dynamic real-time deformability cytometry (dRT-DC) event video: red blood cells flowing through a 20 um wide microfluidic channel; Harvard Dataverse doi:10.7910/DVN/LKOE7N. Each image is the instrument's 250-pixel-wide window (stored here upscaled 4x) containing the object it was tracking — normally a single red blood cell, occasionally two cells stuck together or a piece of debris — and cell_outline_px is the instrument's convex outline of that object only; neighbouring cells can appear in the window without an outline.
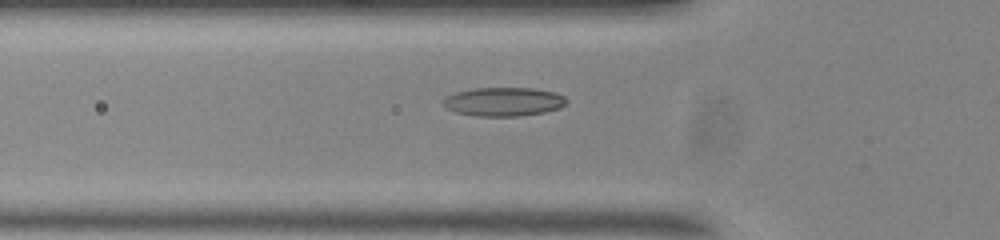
{"species": "common noctule bat (a hibernating species)", "species_latin": "Nyctalus noctula", "temperature_condition": "room temperature", "stored_images_in_passage": 40, "camera_frame_rate_fps": 3000, "um_per_image_px": 0.085, "animal": {"sex": "male", "body_mass_g": 20.0, "forearm_length_mm": 53.3}, "frame": {"image": 1, "passage_image": 5, "time_ms": 1.333, "image_size_px": [1000, 240], "cell_outline_px": [[568, 100], [560, 108], [544, 112], [520, 116], [476, 116], [456, 112], [448, 108], [440, 100], [456, 92], [476, 88], [532, 88], [556, 92], [564, 96]], "centroid_in_image_um": [42.83, 8.64], "position_along_channel_um": 83.0, "area_um2": 20.63}}
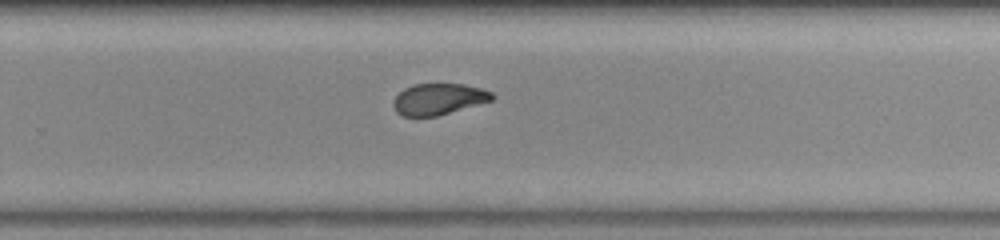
{"frame": {"image": 2, "passage_image": 22, "time_ms": 7.0, "image_size_px": [1000, 240], "cell_outline_px": [[496, 96], [492, 100], [436, 116], [404, 116], [396, 112], [392, 104], [392, 100], [404, 88], [416, 84], [464, 84], [480, 88], [492, 92]], "centroid_in_image_um": [37.26, 8.42], "position_along_channel_um": 292.5, "area_um2": 17.86}}
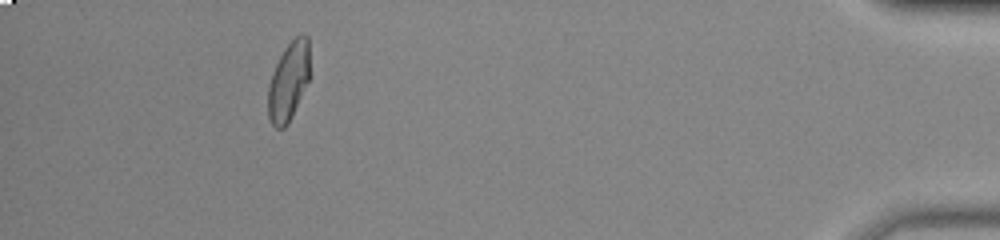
{"frame": {"image": 3, "passage_image": 37, "time_ms": 12.0, "image_size_px": [1000, 240], "cell_outline_px": [[312, 76], [288, 124], [284, 128], [276, 128], [272, 124], [268, 116], [268, 88], [276, 64], [284, 48], [300, 32], [304, 32], [308, 36]], "centroid_in_image_um": [24.59, 6.87], "position_along_channel_um": 410.6, "area_um2": 19.71}, "authors_computed_cell_mechanics": {"area_um2": 19.5075, "velocity_mm_per_s": 3.6942, "shape_relaxation_time_tau1_ms": null, "shape_relaxation_time_tau2_ms": 2.3211, "deformation_change_tau1": null, "deformation_change_tau2": 0.0465}}